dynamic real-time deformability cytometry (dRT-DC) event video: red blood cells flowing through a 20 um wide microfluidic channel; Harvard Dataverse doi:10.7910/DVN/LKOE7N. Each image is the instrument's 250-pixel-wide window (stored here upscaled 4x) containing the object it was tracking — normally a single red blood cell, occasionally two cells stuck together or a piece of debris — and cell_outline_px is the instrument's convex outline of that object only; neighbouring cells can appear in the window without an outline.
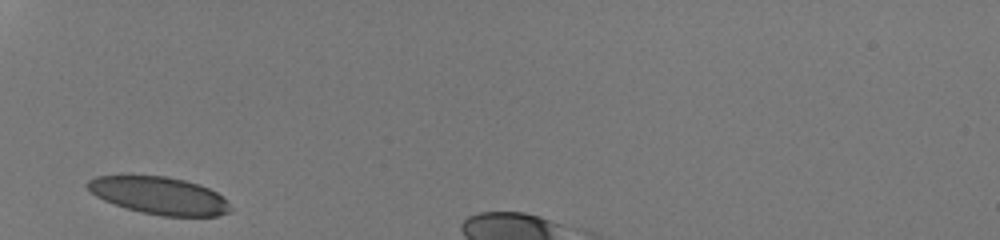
{"species": "human", "species_latin": "Homo sapiens", "temperature_condition": "room temperature", "stored_images_in_passage": 25, "camera_frame_rate_fps": 3000, "um_per_image_px": 0.085, "donor": {"sex": "male"}, "frame": {"image": 1, "passage_image": 1, "time_ms": 0.0, "image_size_px": [1000, 240], "cell_outline_px": [[232, 208], [228, 212], [216, 216], [160, 216], [140, 212], [104, 200], [96, 196], [88, 188], [88, 180], [96, 176], [164, 176], [184, 180], [200, 184], [216, 192], [228, 200]], "centroid_in_image_um": [13.58, 16.63], "position_along_channel_um": 71.4, "area_um2": 30.92}}
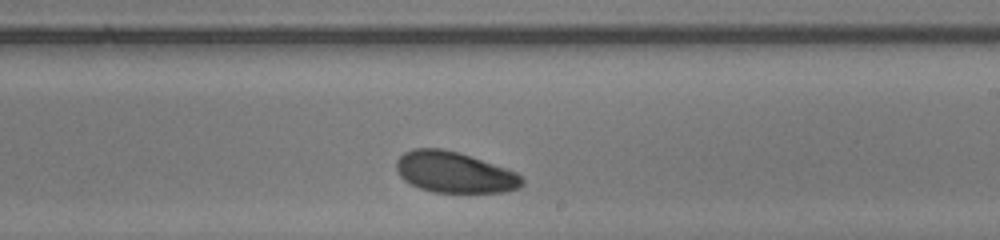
{"frame": {"image": 2, "passage_image": 15, "time_ms": 4.667, "image_size_px": [1000, 240], "cell_outline_px": [[524, 184], [520, 188], [504, 192], [432, 192], [420, 188], [404, 180], [400, 176], [396, 168], [396, 160], [404, 152], [412, 148], [440, 148], [456, 152], [516, 172], [524, 180]], "centroid_in_image_um": [38.6, 14.65], "position_along_channel_um": 250.4, "area_um2": 29.71}}
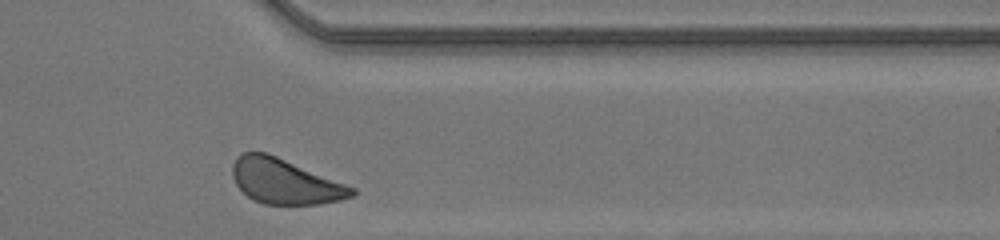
{"frame": {"image": 3, "passage_image": 25, "time_ms": 8.0, "image_size_px": [1000, 240], "cell_outline_px": [[356, 192], [352, 196], [340, 200], [320, 204], [264, 204], [252, 200], [236, 184], [232, 176], [232, 164], [236, 156], [244, 152], [268, 152], [356, 188]], "centroid_in_image_um": [24.21, 15.41], "position_along_channel_um": 387.2, "area_um2": 31.44}, "authors_computed_cell_mechanics": {"area_um2": 30.7496, "velocity_mm_per_s": 4.099, "shape_relaxation_time_tau1_ms": 2.6973, "shape_relaxation_time_tau2_ms": null, "deformation_change_tau1": 0.1124, "deformation_change_tau2": null}}